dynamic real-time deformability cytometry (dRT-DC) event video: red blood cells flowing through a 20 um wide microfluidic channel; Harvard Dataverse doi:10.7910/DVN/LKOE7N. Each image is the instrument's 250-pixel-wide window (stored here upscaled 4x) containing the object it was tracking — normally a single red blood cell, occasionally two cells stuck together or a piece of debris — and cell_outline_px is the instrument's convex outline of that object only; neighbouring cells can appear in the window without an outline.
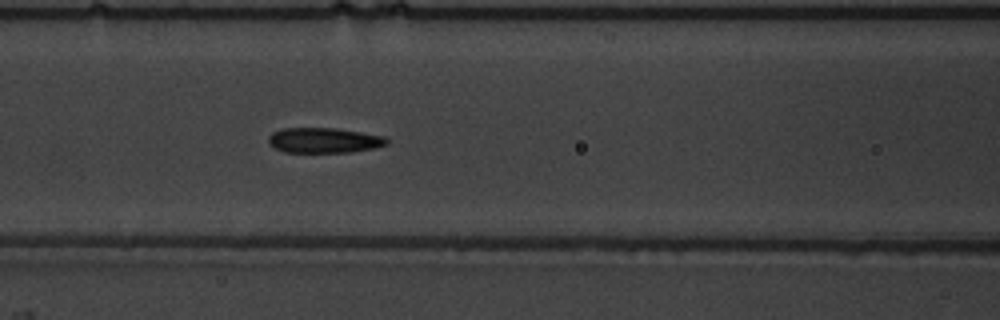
{"species": "common noctule bat (a hibernating species)", "species_latin": "Nyctalus noctula", "temperature_condition": "warm", "stored_images_in_passage": 56, "camera_frame_rate_fps": 3000, "um_per_image_px": 0.085, "animal": {"sex": "male", "body_mass_g": 19.5, "forearm_length_mm": 54.6}, "frame": {"image": 1, "passage_image": 25, "time_ms": 8.0, "image_size_px": [1000, 320], "cell_outline_px": [[388, 144], [376, 148], [352, 152], [284, 152], [268, 144], [268, 136], [272, 132], [280, 128], [336, 128], [384, 136], [388, 140]], "centroid_in_image_um": [27.53, 11.92], "position_along_channel_um": 139.1, "area_um2": 17.51}}
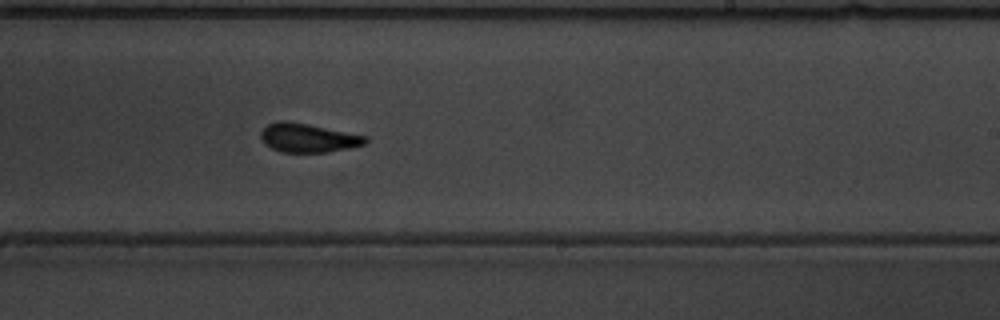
{"frame": {"image": 2, "passage_image": 35, "time_ms": 11.333, "image_size_px": [1000, 320], "cell_outline_px": [[368, 140], [364, 144], [348, 148], [324, 152], [280, 152], [264, 144], [260, 136], [260, 132], [268, 124], [280, 120], [284, 120], [308, 124], [368, 136]], "centroid_in_image_um": [26.16, 11.71], "position_along_channel_um": 262.8, "area_um2": 17.51}}
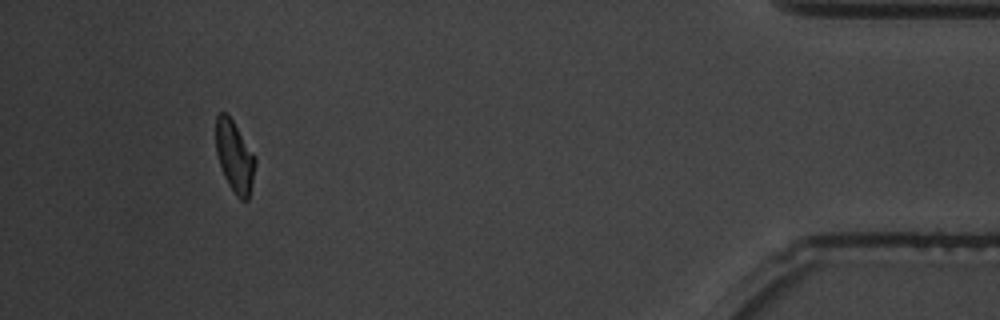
{"frame": {"image": 3, "passage_image": 52, "time_ms": 17.0, "image_size_px": [1000, 320], "cell_outline_px": [[256, 160], [248, 200], [240, 200], [236, 196], [228, 184], [224, 176], [216, 152], [216, 116], [220, 112], [224, 112], [232, 120], [256, 156]], "centroid_in_image_um": [19.94, 13.31], "position_along_channel_um": 415.3, "area_um2": 16.18}, "authors_computed_cell_mechanics": {"area_um2": 17.1666, "velocity_mm_per_s": 3.726, "shape_relaxation_time_tau1_ms": 4.0323, "shape_relaxation_time_tau2_ms": 1.6894, "deformation_change_tau1": 0.1927, "deformation_change_tau2": 0.1002}}